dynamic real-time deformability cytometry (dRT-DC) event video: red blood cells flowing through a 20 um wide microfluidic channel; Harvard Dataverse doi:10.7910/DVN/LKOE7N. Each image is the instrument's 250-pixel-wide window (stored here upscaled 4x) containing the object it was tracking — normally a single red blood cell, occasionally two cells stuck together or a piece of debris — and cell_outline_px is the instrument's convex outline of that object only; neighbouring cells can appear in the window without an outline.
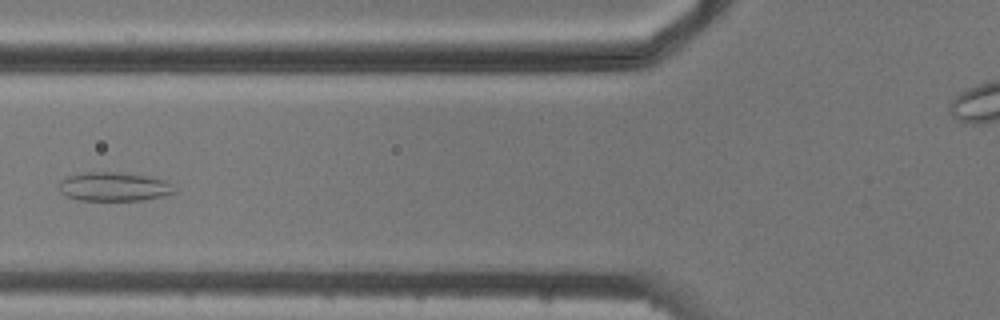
{"species": "common noctule bat (a hibernating species)", "species_latin": "Nyctalus noctula", "temperature_condition": "cold", "stored_images_in_passage": 6, "camera_frame_rate_fps": 3000, "um_per_image_px": 0.085, "animal": {"sex": "male", "body_mass_g": 20.5, "forearm_length_mm": 52.5}, "frame": {"image": 1, "passage_image": 6, "time_ms": 5.667, "image_size_px": [1000, 320], "cell_outline_px": [[176, 192], [164, 196], [140, 200], [80, 200], [68, 196], [60, 192], [56, 188], [60, 180], [68, 176], [88, 172], [120, 172], [148, 176], [164, 180]], "centroid_in_image_um": [9.62, 15.86], "position_along_channel_um": 116.2, "area_um2": 19.31}}